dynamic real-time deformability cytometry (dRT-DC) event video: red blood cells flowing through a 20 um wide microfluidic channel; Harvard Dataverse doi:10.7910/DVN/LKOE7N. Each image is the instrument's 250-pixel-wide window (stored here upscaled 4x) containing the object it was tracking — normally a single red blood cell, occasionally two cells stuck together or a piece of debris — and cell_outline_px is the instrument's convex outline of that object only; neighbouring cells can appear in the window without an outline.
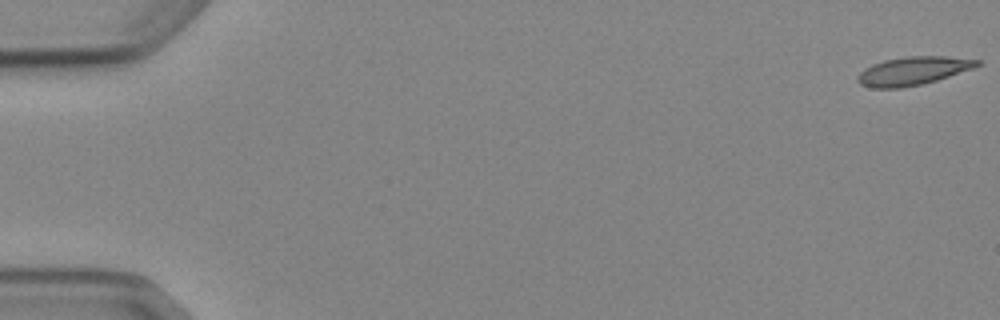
{"species": "Egyptian fruit bat (a non-hibernating species)", "species_latin": "Rousettus aegyptiacus", "temperature_condition": "cold", "stored_images_in_passage": 7, "camera_frame_rate_fps": 3000, "um_per_image_px": 0.085, "animal": {"sex": "female"}, "frame": {"image": 1, "passage_image": 1, "time_ms": 0.0, "image_size_px": [1000, 320], "cell_outline_px": [[980, 64], [972, 68], [936, 80], [920, 84], [900, 88], [872, 88], [860, 84], [856, 80], [856, 76], [864, 68], [872, 64], [884, 60], [908, 56], [948, 56], [980, 60]], "centroid_in_image_um": [77.55, 6.02], "position_along_channel_um": 7.5, "area_um2": 19.59}}
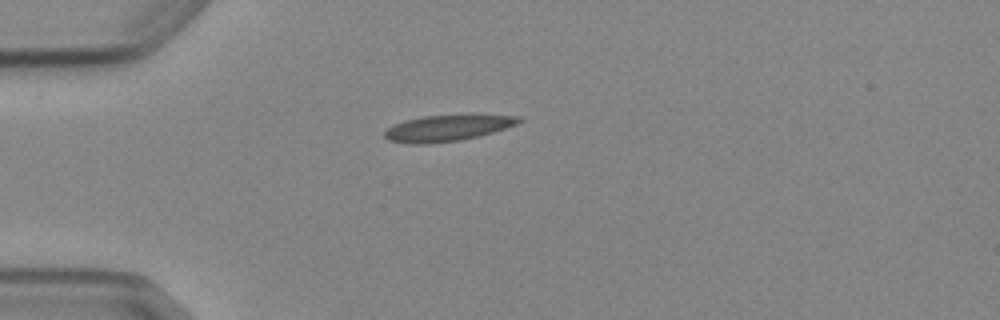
{"frame": {"image": 2, "passage_image": 5, "time_ms": 4.667, "image_size_px": [1000, 320], "cell_outline_px": [[524, 120], [516, 124], [480, 136], [460, 140], [424, 144], [408, 144], [388, 140], [384, 136], [384, 132], [388, 128], [404, 120], [424, 116], [520, 116]], "centroid_in_image_um": [37.97, 10.91], "position_along_channel_um": 47.0, "area_um2": 19.88}}
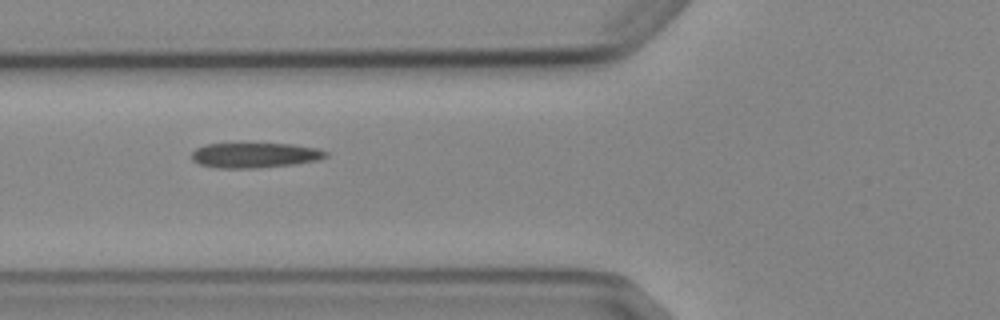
{"frame": {"image": 3, "passage_image": 7, "time_ms": 6.667, "image_size_px": [1000, 320], "cell_outline_px": [[328, 156], [320, 160], [292, 164], [252, 168], [216, 168], [200, 164], [192, 160], [192, 152], [196, 148], [204, 144], [292, 144], [316, 148], [328, 152]], "centroid_in_image_um": [21.66, 13.19], "position_along_channel_um": 104.1, "area_um2": 19.48}}